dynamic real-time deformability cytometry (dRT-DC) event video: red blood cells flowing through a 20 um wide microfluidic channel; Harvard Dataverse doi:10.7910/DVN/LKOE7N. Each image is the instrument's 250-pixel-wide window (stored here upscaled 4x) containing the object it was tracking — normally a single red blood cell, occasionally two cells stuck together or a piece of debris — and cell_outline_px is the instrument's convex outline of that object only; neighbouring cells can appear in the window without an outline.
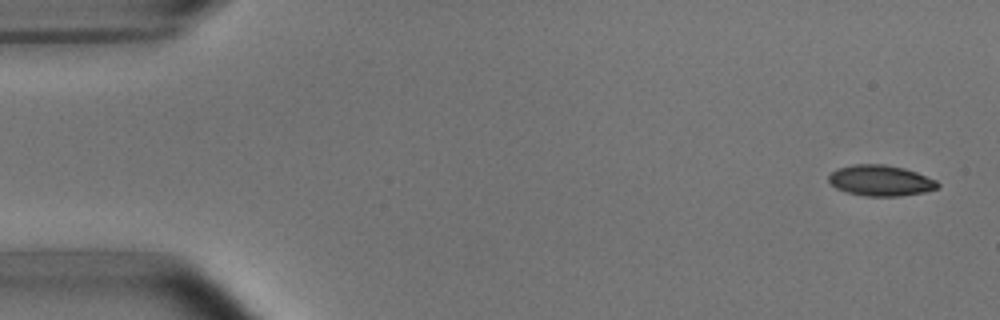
{"species": "common noctule bat (a hibernating species)", "species_latin": "Nyctalus noctula", "temperature_condition": "room temperature", "stored_images_in_passage": 4, "camera_frame_rate_fps": 3000, "um_per_image_px": 0.085, "animal": {"sex": "male", "body_mass_g": 15.6}, "frame": {"image": 1, "passage_image": 1, "time_ms": 0.0, "image_size_px": [1000, 320], "cell_outline_px": [[940, 184], [936, 188], [924, 192], [900, 196], [864, 196], [844, 192], [836, 188], [828, 180], [828, 176], [836, 168], [852, 164], [884, 164], [904, 168], [916, 172], [936, 180]], "centroid_in_image_um": [74.81, 15.34], "position_along_channel_um": 10.2, "area_um2": 19.65}}
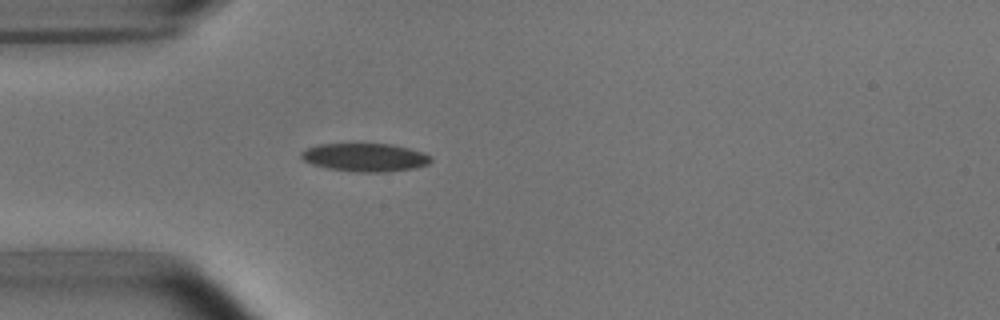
{"frame": {"image": 2, "passage_image": 4, "time_ms": 4.333, "image_size_px": [1000, 320], "cell_outline_px": [[432, 160], [428, 164], [416, 168], [384, 172], [356, 172], [328, 168], [312, 164], [304, 160], [300, 156], [300, 152], [308, 148], [320, 144], [352, 140], [392, 144], [408, 148], [432, 156]], "centroid_in_image_um": [31.0, 13.32], "position_along_channel_um": 54.0, "area_um2": 22.25}}